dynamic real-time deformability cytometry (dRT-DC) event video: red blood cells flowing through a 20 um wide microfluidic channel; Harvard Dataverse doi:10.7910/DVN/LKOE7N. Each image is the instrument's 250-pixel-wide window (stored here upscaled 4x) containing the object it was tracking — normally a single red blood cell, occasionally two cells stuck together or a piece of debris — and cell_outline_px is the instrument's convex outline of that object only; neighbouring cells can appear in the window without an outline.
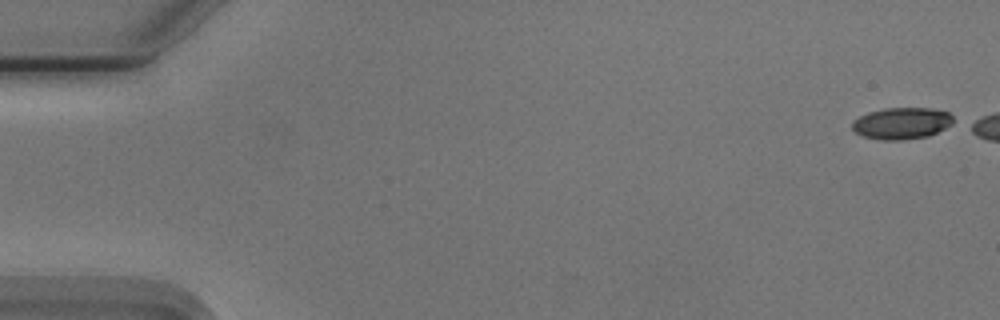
{"species": "Egyptian fruit bat (a non-hibernating species)", "species_latin": "Rousettus aegyptiacus", "temperature_condition": "cold", "stored_images_in_passage": 6, "camera_frame_rate_fps": 3000, "um_per_image_px": 0.085, "animal": {"sex": "male"}, "frame": {"image": 1, "passage_image": 1, "time_ms": 0.0, "image_size_px": [1000, 320], "cell_outline_px": [[952, 124], [928, 136], [904, 140], [880, 140], [864, 136], [856, 132], [852, 128], [852, 120], [868, 112], [884, 108], [932, 108], [948, 112], [952, 116]], "centroid_in_image_um": [76.62, 10.47], "position_along_channel_um": 8.4, "area_um2": 18.61}}